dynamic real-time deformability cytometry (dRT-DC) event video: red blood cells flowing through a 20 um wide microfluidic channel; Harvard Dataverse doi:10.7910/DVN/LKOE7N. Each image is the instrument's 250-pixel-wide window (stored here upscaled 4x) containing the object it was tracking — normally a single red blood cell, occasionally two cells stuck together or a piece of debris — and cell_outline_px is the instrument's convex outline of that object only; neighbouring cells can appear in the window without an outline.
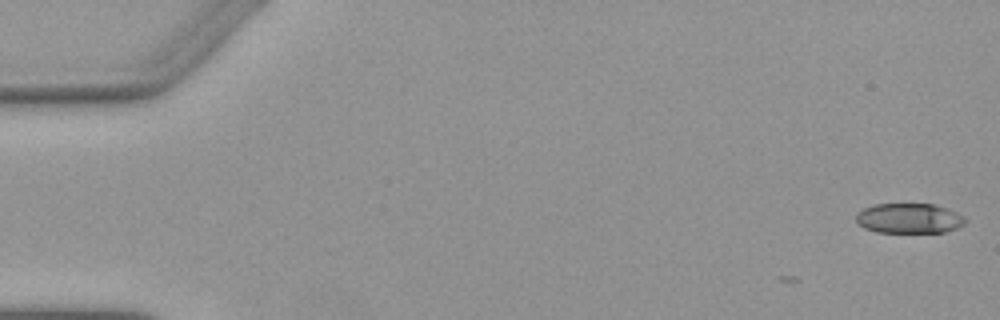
{"species": "Egyptian fruit bat (a non-hibernating species)", "species_latin": "Rousettus aegyptiacus", "temperature_condition": "warm", "stored_images_in_passage": 4, "camera_frame_rate_fps": 3000, "um_per_image_px": 0.085, "animal": {"sex": "female"}, "frame": {"image": 1, "passage_image": 1, "time_ms": 0.0, "image_size_px": [1000, 320], "cell_outline_px": [[968, 220], [964, 224], [956, 228], [944, 232], [876, 232], [864, 228], [856, 220], [856, 212], [864, 208], [876, 204], [932, 204], [948, 208], [964, 216]], "centroid_in_image_um": [77.29, 18.55], "position_along_channel_um": 7.7, "area_um2": 19.13}}